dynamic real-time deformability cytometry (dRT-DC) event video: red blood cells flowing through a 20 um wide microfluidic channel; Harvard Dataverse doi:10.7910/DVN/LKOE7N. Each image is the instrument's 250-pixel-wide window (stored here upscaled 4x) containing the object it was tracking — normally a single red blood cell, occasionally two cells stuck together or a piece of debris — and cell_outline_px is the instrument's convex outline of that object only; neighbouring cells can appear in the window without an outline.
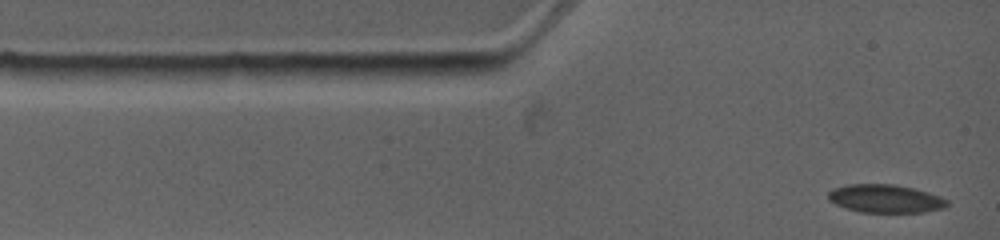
{"species": "common noctule bat (a hibernating species)", "species_latin": "Nyctalus noctula", "temperature_condition": "warm", "stored_images_in_passage": 13, "camera_frame_rate_fps": 4500, "um_per_image_px": 0.085, "animal": {"sex": "female", "body_mass_g": 19.0, "forearm_length_mm": 53.3}, "frame": {"image": 1, "passage_image": 1, "time_ms": 0.0, "image_size_px": [1000, 240], "cell_outline_px": [[948, 204], [944, 208], [924, 212], [860, 212], [836, 204], [828, 200], [828, 192], [832, 188], [848, 184], [892, 184], [912, 188], [928, 192], [940, 196], [948, 200]], "centroid_in_image_um": [75.25, 16.88], "position_along_channel_um": 9.8, "area_um2": 19.48}}
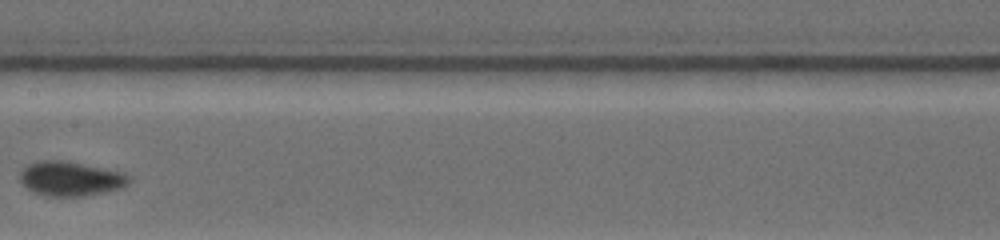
{"frame": {"image": 2, "passage_image": 8, "time_ms": 6.0, "image_size_px": [1000, 240], "cell_outline_px": [[128, 184], [120, 188], [104, 192], [84, 196], [48, 196], [32, 192], [24, 188], [20, 180], [20, 172], [28, 164], [40, 160], [64, 160], [124, 172], [128, 176]], "centroid_in_image_um": [5.95, 15.19], "position_along_channel_um": 201.5, "area_um2": 21.96}}
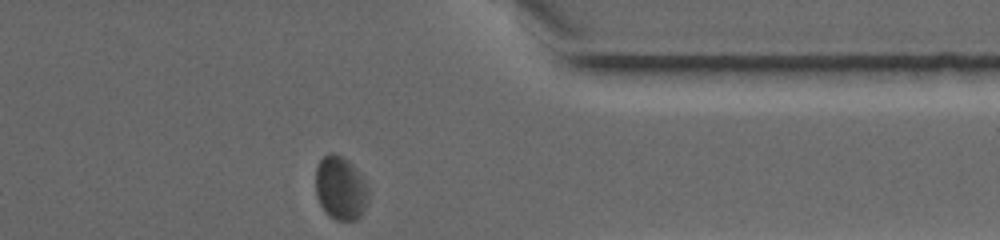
{"frame": {"image": 3, "passage_image": 13, "time_ms": 11.111, "image_size_px": [1000, 240], "cell_outline_px": [[368, 200], [364, 212], [356, 220], [336, 220], [328, 216], [320, 204], [316, 196], [316, 168], [320, 160], [328, 152], [332, 152], [348, 160], [352, 164], [368, 188]], "centroid_in_image_um": [28.93, 16.01], "position_along_channel_um": 382.5, "area_um2": 19.54}}